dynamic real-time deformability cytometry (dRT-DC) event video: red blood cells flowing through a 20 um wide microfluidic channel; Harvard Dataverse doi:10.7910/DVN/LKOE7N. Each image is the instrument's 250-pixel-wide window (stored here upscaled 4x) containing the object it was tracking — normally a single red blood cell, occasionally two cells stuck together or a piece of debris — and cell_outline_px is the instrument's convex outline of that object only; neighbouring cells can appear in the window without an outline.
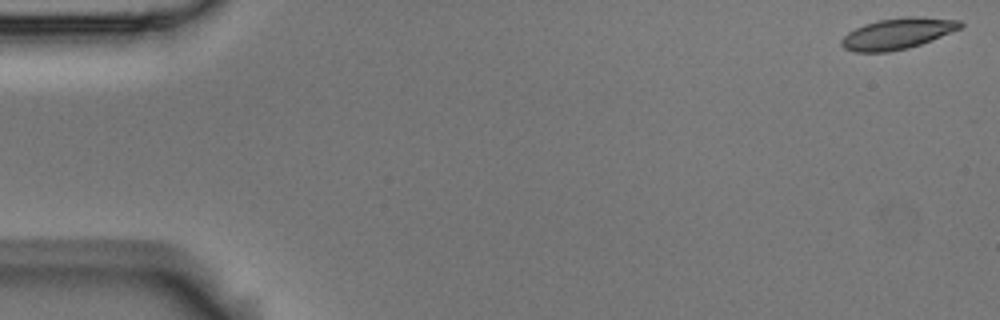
{"species": "Egyptian fruit bat (a non-hibernating species)", "species_latin": "Rousettus aegyptiacus", "temperature_condition": "room temperature", "stored_images_in_passage": 54, "camera_frame_rate_fps": 3000, "um_per_image_px": 0.085, "animal": {"sex": "male"}, "frame": {"image": 1, "passage_image": 1, "time_ms": 0.0, "image_size_px": [1000, 320], "cell_outline_px": [[964, 24], [960, 28], [920, 44], [908, 48], [888, 52], [852, 52], [844, 48], [840, 44], [840, 40], [848, 32], [864, 24], [880, 20], [904, 16], [916, 16], [960, 20]], "centroid_in_image_um": [76.25, 2.85], "position_along_channel_um": 8.7, "area_um2": 21.39}}
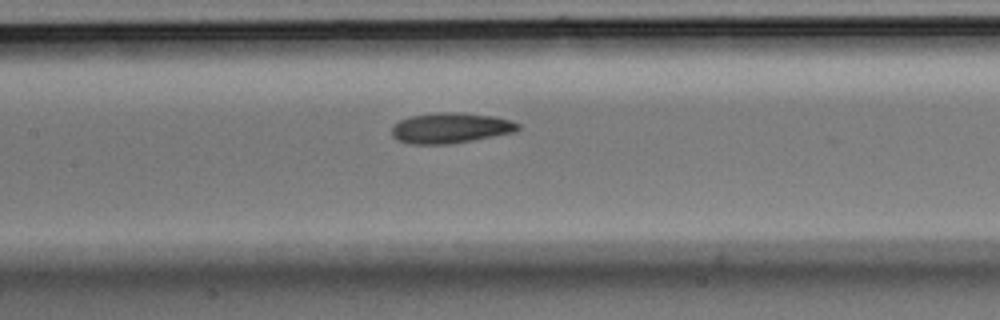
{"frame": {"image": 2, "passage_image": 25, "time_ms": 8.0, "image_size_px": [1000, 320], "cell_outline_px": [[520, 128], [516, 132], [472, 140], [448, 144], [412, 144], [400, 140], [392, 136], [392, 124], [400, 120], [412, 116], [436, 112], [460, 112], [492, 116], [512, 120], [520, 124]], "centroid_in_image_um": [38.31, 10.87], "position_along_channel_um": 169.1, "area_um2": 22.43}}
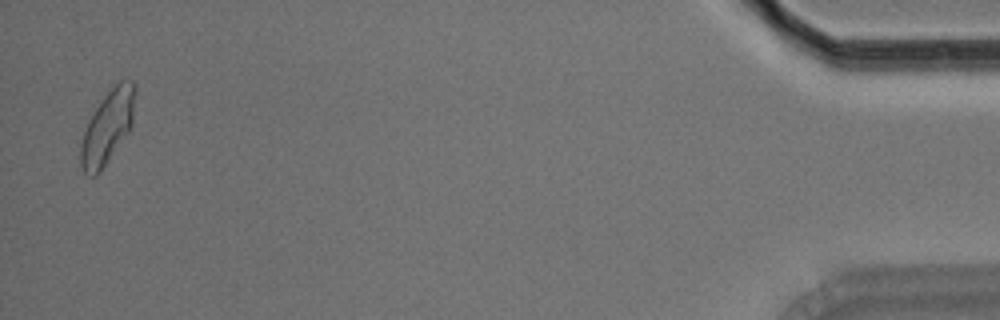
{"frame": {"image": 3, "passage_image": 53, "time_ms": 17.333, "image_size_px": [1000, 320], "cell_outline_px": [[136, 92], [132, 124], [128, 132], [100, 172], [96, 176], [88, 176], [84, 172], [80, 164], [80, 144], [88, 120], [104, 96], [120, 80], [132, 80], [136, 84]], "centroid_in_image_um": [9.15, 10.8], "position_along_channel_um": 426.1, "area_um2": 23.06}, "authors_computed_cell_mechanics": {"area_um2": 21.7906, "velocity_mm_per_s": 3.6932, "shape_relaxation_time_tau1_ms": 4.4482, "shape_relaxation_time_tau2_ms": 4.3872, "deformation_change_tau1": 0.1254, "deformation_change_tau2": 0.0968}}